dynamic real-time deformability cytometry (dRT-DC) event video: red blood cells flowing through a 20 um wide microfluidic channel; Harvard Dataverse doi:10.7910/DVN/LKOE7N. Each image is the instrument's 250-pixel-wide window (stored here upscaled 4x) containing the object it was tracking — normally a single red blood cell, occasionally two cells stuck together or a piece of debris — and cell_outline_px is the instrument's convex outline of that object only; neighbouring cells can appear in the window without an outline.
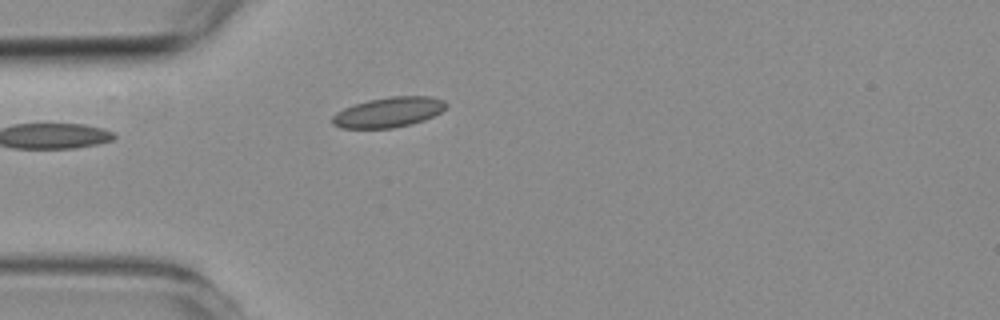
{"species": "common noctule bat (a hibernating species)", "species_latin": "Nyctalus noctula", "temperature_condition": "room temperature", "stored_images_in_passage": 1, "camera_frame_rate_fps": 3000, "um_per_image_px": 0.085, "animal": {"sex": "female", "body_mass_g": 19.3, "forearm_length_mm": 54.1}, "frame": {"image": 1, "passage_image": 1, "time_ms": 0.0, "image_size_px": [1000, 320], "cell_outline_px": [[448, 104], [440, 112], [424, 120], [412, 124], [392, 128], [340, 128], [332, 124], [332, 116], [336, 112], [344, 108], [368, 100], [392, 96], [428, 96], [444, 100]], "centroid_in_image_um": [33.01, 9.54], "position_along_channel_um": 52.0, "area_um2": 19.88}}